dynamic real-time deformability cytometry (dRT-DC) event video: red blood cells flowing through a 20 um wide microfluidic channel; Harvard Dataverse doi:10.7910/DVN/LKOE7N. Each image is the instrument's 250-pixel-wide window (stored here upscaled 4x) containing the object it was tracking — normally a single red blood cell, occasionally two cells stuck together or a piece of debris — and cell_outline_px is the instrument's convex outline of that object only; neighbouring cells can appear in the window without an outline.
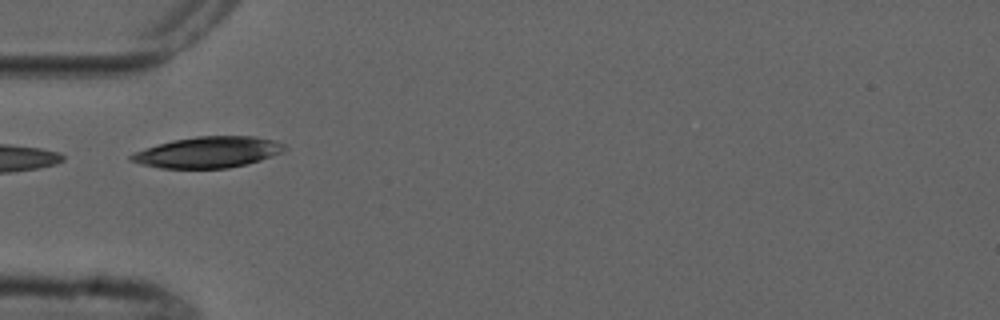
{"species": "common noctule bat (a hibernating species)", "species_latin": "Nyctalus noctula", "temperature_condition": "cold", "stored_images_in_passage": 2, "camera_frame_rate_fps": 3000, "um_per_image_px": 0.085, "animal": {"sex": "male", "forearm_length_mm": 52.5}, "frame": {"image": 1, "passage_image": 2, "time_ms": 1.333, "image_size_px": [1000, 320], "cell_outline_px": [[288, 148], [284, 152], [248, 164], [228, 168], [160, 168], [140, 164], [128, 160], [128, 156], [132, 152], [144, 148], [172, 140], [196, 136], [256, 136], [272, 140], [284, 144]], "centroid_in_image_um": [17.66, 12.94], "position_along_channel_um": 67.3, "area_um2": 28.03}}